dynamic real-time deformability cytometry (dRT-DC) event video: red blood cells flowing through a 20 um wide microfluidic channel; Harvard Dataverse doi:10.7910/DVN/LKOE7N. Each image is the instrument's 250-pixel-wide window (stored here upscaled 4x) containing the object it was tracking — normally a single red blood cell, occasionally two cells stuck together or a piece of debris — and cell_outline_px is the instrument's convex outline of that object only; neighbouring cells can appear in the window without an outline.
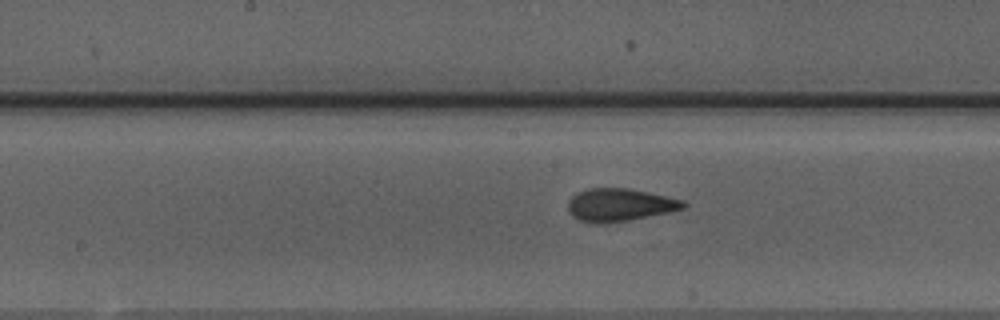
{"species": "Egyptian fruit bat (a non-hibernating species)", "species_latin": "Rousettus aegyptiacus", "temperature_condition": "warm", "stored_images_in_passage": 25, "camera_frame_rate_fps": 3000, "um_per_image_px": 0.085, "animal": {"sex": "male"}, "frame": {"image": 1, "passage_image": 22, "time_ms": 7.0, "image_size_px": [1000, 320], "cell_outline_px": [[688, 204], [684, 208], [672, 212], [628, 220], [604, 224], [592, 224], [580, 220], [572, 216], [568, 212], [568, 200], [576, 192], [588, 188], [628, 188], [684, 200]], "centroid_in_image_um": [52.65, 17.42], "position_along_channel_um": 195.5, "area_um2": 22.31}}